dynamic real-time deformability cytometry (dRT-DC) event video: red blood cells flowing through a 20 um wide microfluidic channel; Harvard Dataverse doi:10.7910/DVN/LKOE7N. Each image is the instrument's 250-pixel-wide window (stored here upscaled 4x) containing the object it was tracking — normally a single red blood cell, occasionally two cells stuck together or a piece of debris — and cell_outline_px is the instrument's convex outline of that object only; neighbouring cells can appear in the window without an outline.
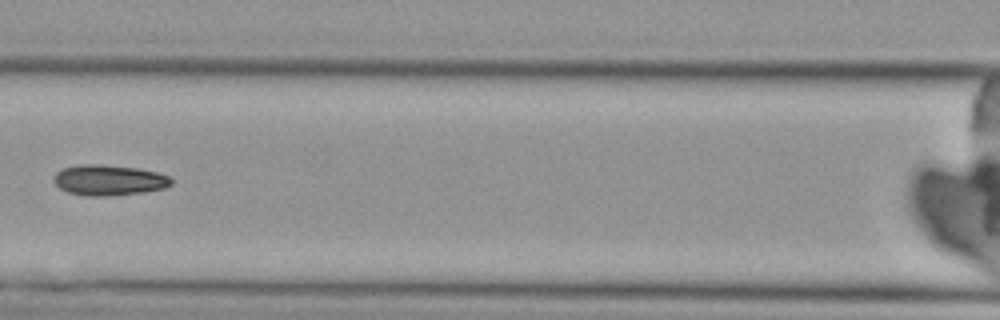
{"species": "Egyptian fruit bat (a non-hibernating species)", "species_latin": "Rousettus aegyptiacus", "temperature_condition": "cold", "stored_images_in_passage": 7, "camera_frame_rate_fps": 3000, "um_per_image_px": 0.085, "animal": {"sex": "female"}, "frame": {"image": 1, "passage_image": 7, "time_ms": 8.0, "image_size_px": [1000, 320], "cell_outline_px": [[172, 184], [164, 188], [144, 192], [108, 196], [88, 196], [68, 192], [60, 188], [52, 180], [56, 172], [64, 168], [80, 164], [100, 164], [136, 168], [156, 172], [168, 176], [172, 180]], "centroid_in_image_um": [9.24, 15.31], "position_along_channel_um": 157.4, "area_um2": 20.87}}